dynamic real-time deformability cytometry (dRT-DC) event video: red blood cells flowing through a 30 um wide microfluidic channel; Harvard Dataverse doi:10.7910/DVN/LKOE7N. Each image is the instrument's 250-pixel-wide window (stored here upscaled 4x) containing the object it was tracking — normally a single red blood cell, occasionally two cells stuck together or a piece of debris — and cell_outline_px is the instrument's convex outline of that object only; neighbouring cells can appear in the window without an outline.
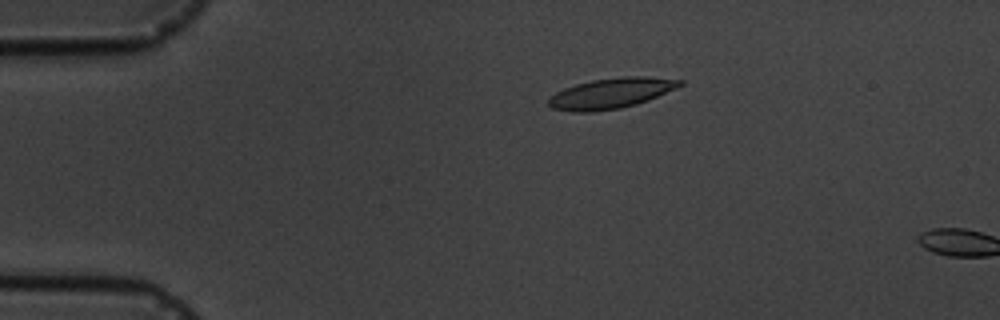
{"species": "common noctule bat (a hibernating species)", "species_latin": "Nyctalus noctula", "temperature_condition": "cold", "stored_images_in_passage": 4, "camera_frame_rate_fps": 3000, "um_per_image_px": 0.085, "animal": {"sex": "male", "body_mass_g": 19.5, "forearm_length_mm": 54.6}, "frame": {"image": 1, "passage_image": 3, "time_ms": 3.333, "image_size_px": [1000, 320], "cell_outline_px": [[684, 84], [676, 88], [648, 100], [636, 104], [620, 108], [592, 112], [572, 112], [552, 108], [548, 104], [548, 100], [556, 92], [564, 88], [576, 84], [592, 80], [624, 76], [644, 76], [684, 80]], "centroid_in_image_um": [51.94, 7.92], "position_along_channel_um": 33.1, "area_um2": 23.24}}